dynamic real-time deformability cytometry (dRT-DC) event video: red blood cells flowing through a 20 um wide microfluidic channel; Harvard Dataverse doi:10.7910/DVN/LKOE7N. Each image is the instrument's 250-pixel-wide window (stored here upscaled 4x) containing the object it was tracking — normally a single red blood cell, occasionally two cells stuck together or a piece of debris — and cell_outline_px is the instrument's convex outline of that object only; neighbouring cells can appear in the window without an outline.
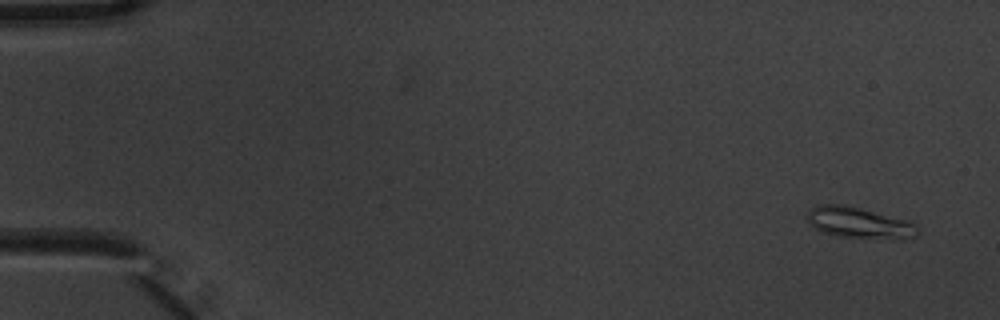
{"species": "common noctule bat (a hibernating species)", "species_latin": "Nyctalus noctula", "temperature_condition": "warm", "stored_images_in_passage": 5, "camera_frame_rate_fps": 3000, "um_per_image_px": 0.085, "animal": {"sex": "male", "body_mass_g": 20.1, "forearm_length_mm": 53.5}, "frame": {"image": 1, "passage_image": 1, "time_ms": 0.0, "image_size_px": [1000, 320], "cell_outline_px": [[920, 232], [916, 236], [900, 240], [888, 240], [836, 236], [824, 232], [816, 228], [808, 220], [808, 212], [812, 208], [824, 204], [844, 204], [912, 220], [920, 228]], "centroid_in_image_um": [73.18, 18.96], "position_along_channel_um": 11.8, "area_um2": 20.52}}
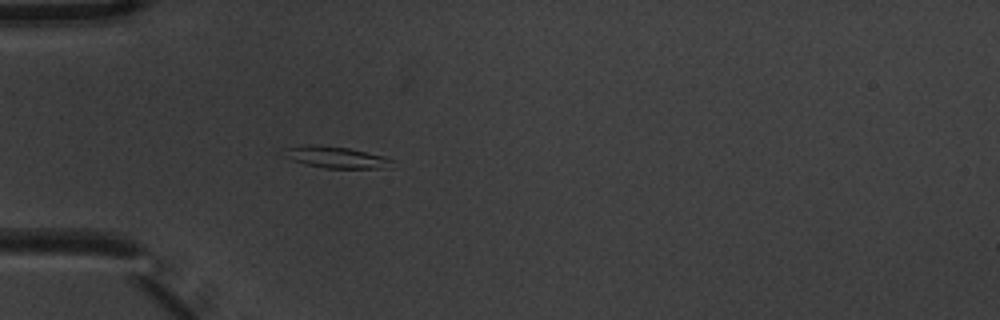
{"frame": {"image": 2, "passage_image": 5, "time_ms": 1.333, "image_size_px": [1000, 320], "cell_outline_px": [[396, 160], [392, 168], [328, 168], [304, 164], [292, 160], [284, 156], [280, 148], [312, 144], [348, 148], [384, 156]], "centroid_in_image_um": [28.57, 13.37], "position_along_channel_um": 56.4, "area_um2": 13.81}}